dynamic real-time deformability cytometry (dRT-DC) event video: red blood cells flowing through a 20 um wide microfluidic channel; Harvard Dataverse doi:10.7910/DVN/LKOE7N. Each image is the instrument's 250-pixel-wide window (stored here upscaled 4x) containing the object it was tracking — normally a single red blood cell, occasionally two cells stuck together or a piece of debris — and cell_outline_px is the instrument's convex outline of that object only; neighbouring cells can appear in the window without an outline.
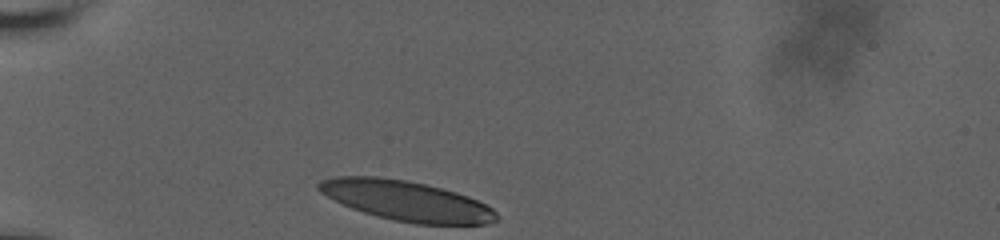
{"species": "human", "species_latin": "Homo sapiens", "temperature_condition": "room temperature", "stored_images_in_passage": 5, "camera_frame_rate_fps": 3000, "um_per_image_px": 0.085, "donor": {"sex": "male"}, "frame": {"image": 1, "passage_image": 1, "time_ms": 0.0, "image_size_px": [1000, 240], "cell_outline_px": [[500, 220], [488, 224], [416, 224], [396, 220], [364, 212], [352, 208], [320, 192], [316, 188], [316, 184], [320, 180], [336, 176], [376, 176], [404, 180], [424, 184], [456, 192], [468, 196], [492, 208], [500, 216]], "centroid_in_image_um": [34.57, 17.06], "position_along_channel_um": 50.4, "area_um2": 41.15}}